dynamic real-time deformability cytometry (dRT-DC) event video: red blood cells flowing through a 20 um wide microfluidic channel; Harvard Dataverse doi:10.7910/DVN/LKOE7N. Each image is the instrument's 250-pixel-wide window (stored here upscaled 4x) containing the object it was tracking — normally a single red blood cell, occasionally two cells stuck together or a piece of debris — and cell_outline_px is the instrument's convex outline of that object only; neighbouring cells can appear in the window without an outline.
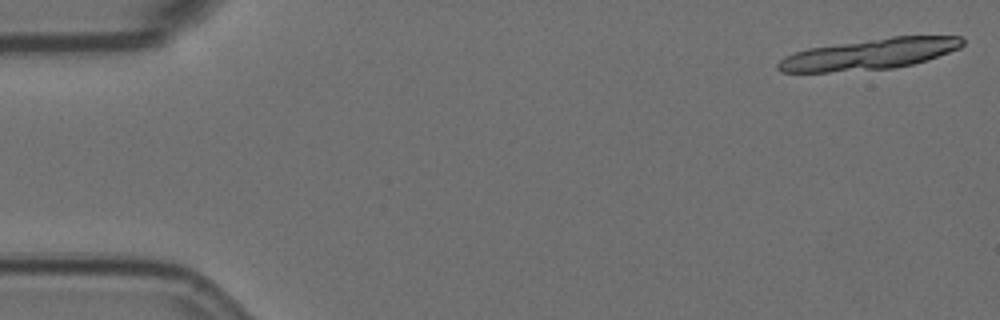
{"species": "Egyptian fruit bat (a non-hibernating species)", "species_latin": "Rousettus aegyptiacus", "temperature_condition": "room temperature", "stored_images_in_passage": 41, "segment_of_instrument_passage": [1, 2], "camera_frame_rate_fps": 3000, "um_per_image_px": 0.085, "animal": {"sex": "female"}, "frame": {"image": 1, "passage_image": 1, "time_ms": 0.0, "image_size_px": [1000, 320], "cell_outline_px": [[964, 44], [960, 48], [928, 60], [912, 64], [892, 68], [828, 72], [780, 72], [776, 68], [776, 64], [784, 56], [808, 48], [892, 36], [960, 36], [964, 40]], "centroid_in_image_um": [73.91, 4.6], "position_along_channel_um": 11.1, "area_um2": 33.12}}